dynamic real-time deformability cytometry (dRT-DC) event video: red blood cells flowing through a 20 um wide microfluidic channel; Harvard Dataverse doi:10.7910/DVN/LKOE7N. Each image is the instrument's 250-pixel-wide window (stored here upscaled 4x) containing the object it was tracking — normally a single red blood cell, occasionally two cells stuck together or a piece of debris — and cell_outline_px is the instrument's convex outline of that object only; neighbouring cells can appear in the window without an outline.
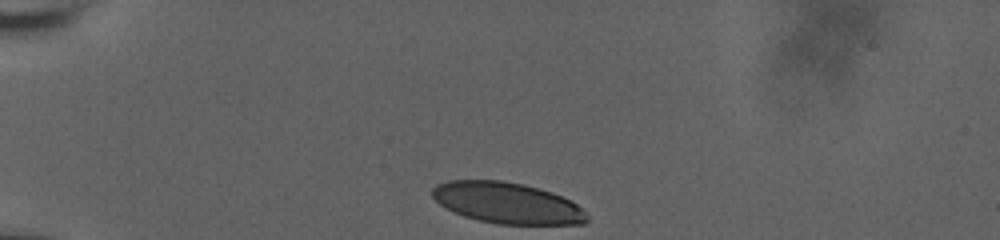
{"species": "human", "species_latin": "Homo sapiens", "temperature_condition": "room temperature", "stored_images_in_passage": 35, "camera_frame_rate_fps": 3000, "um_per_image_px": 0.085, "donor": {"sex": "male"}, "frame": {"image": 1, "passage_image": 1, "time_ms": 0.0, "image_size_px": [1000, 240], "cell_outline_px": [[588, 220], [584, 224], [496, 224], [464, 216], [440, 204], [432, 196], [432, 188], [436, 184], [448, 180], [500, 180], [524, 184], [552, 192], [572, 200], [588, 216]], "centroid_in_image_um": [43.12, 17.24], "position_along_channel_um": 41.9, "area_um2": 36.93}}
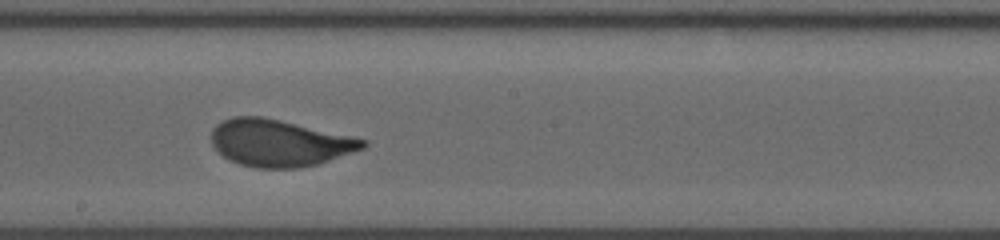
{"frame": {"image": 2, "passage_image": 20, "time_ms": 6.333, "image_size_px": [1000, 240], "cell_outline_px": [[368, 144], [364, 148], [316, 164], [300, 168], [256, 168], [240, 164], [228, 160], [212, 144], [212, 128], [216, 124], [232, 116], [264, 116], [368, 140]], "centroid_in_image_um": [23.72, 12.14], "position_along_channel_um": 224.5, "area_um2": 41.21}}
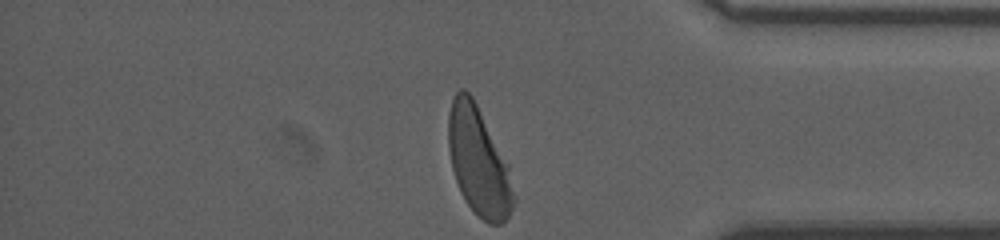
{"frame": {"image": 3, "passage_image": 35, "time_ms": 11.333, "image_size_px": [1000, 240], "cell_outline_px": [[516, 200], [508, 216], [500, 224], [488, 224], [464, 200], [460, 192], [452, 168], [448, 148], [448, 112], [452, 100], [456, 92], [460, 88], [464, 88], [472, 96], [508, 164], [516, 196]], "centroid_in_image_um": [40.68, 13.72], "position_along_channel_um": 394.5, "area_um2": 41.04}, "authors_computed_cell_mechanics": {"area_um2": 41.2114, "velocity_mm_per_s": 3.7095, "shape_relaxation_time_tau1_ms": 3.4445, "shape_relaxation_time_tau2_ms": null, "deformation_change_tau1": 0.1603, "deformation_change_tau2": null}}